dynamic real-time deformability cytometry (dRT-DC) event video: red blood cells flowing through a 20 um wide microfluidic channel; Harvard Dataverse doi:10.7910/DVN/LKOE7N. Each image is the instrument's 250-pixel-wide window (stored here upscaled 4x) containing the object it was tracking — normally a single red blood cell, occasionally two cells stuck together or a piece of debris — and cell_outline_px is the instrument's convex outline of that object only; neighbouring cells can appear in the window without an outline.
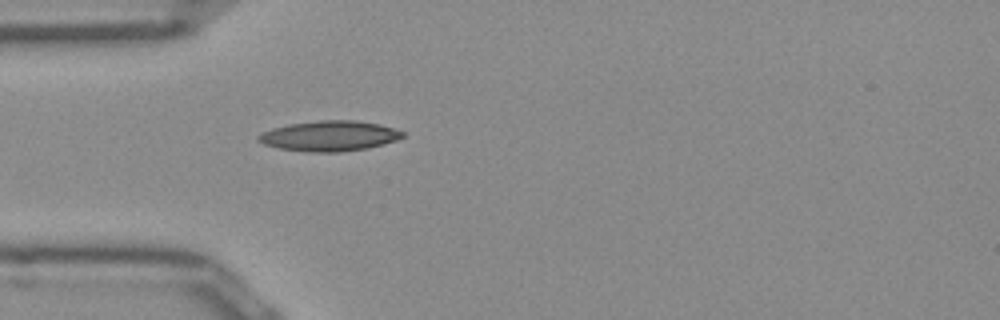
{"species": "Egyptian fruit bat (a non-hibernating species)", "species_latin": "Rousettus aegyptiacus", "temperature_condition": "room temperature", "stored_images_in_passage": 37, "camera_frame_rate_fps": 3000, "um_per_image_px": 0.085, "frame": {"image": 1, "passage_image": 1, "time_ms": 0.0, "image_size_px": [1000, 320], "cell_outline_px": [[404, 136], [396, 140], [368, 148], [340, 152], [308, 152], [280, 148], [264, 144], [256, 140], [256, 136], [272, 128], [288, 124], [320, 120], [356, 120], [380, 124], [404, 132]], "centroid_in_image_um": [27.99, 11.55], "position_along_channel_um": 57.0, "area_um2": 25.43}}
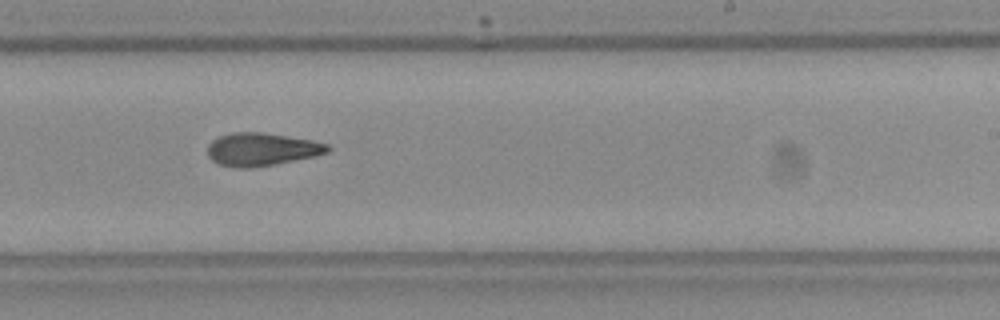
{"frame": {"image": 2, "passage_image": 17, "time_ms": 5.333, "image_size_px": [1000, 320], "cell_outline_px": [[332, 148], [328, 152], [316, 156], [272, 164], [248, 168], [236, 168], [220, 164], [212, 160], [208, 156], [208, 144], [212, 140], [220, 136], [232, 132], [260, 132], [312, 140], [328, 144]], "centroid_in_image_um": [22.24, 12.69], "position_along_channel_um": 266.8, "area_um2": 22.89}}
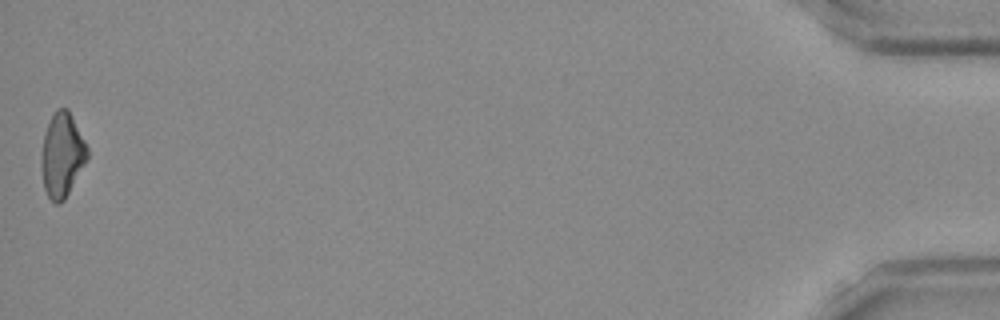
{"frame": {"image": 3, "passage_image": 37, "time_ms": 12.0, "image_size_px": [1000, 320], "cell_outline_px": [[88, 156], [64, 200], [60, 204], [56, 204], [48, 196], [44, 188], [40, 164], [40, 156], [44, 132], [52, 112], [56, 108], [68, 108], [88, 148]], "centroid_in_image_um": [5.23, 13.14], "position_along_channel_um": 430.0, "area_um2": 22.54}, "authors_computed_cell_mechanics": {"area_um2": 22.542, "velocity_mm_per_s": 3.9739, "shape_relaxation_time_tau1_ms": null, "shape_relaxation_time_tau2_ms": 5.9083, "deformation_change_tau1": null, "deformation_change_tau2": 0.1544}}